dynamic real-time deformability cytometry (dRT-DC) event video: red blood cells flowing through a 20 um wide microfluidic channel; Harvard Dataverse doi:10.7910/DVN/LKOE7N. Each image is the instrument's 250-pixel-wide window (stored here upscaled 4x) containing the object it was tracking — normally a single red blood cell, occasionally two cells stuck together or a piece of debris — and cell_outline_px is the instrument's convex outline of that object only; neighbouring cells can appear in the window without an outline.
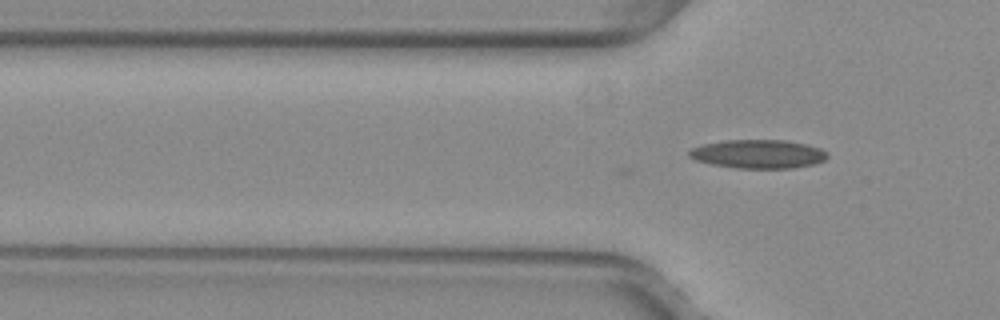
{"species": "common noctule bat (a hibernating species)", "species_latin": "Nyctalus noctula", "temperature_condition": "warm", "stored_images_in_passage": 2, "camera_frame_rate_fps": 3000, "um_per_image_px": 0.085, "animal": {"sex": "female", "body_mass_g": 29.2, "forearm_length_mm": 56.3}, "frame": {"image": 1, "passage_image": 2, "time_ms": 0.333, "image_size_px": [1000, 320], "cell_outline_px": [[828, 156], [824, 160], [816, 164], [792, 168], [736, 168], [712, 164], [696, 160], [688, 156], [688, 152], [692, 148], [704, 144], [724, 140], [784, 140], [804, 144], [820, 148], [828, 152]], "centroid_in_image_um": [64.46, 13.09], "position_along_channel_um": 61.3, "area_um2": 23.06}}